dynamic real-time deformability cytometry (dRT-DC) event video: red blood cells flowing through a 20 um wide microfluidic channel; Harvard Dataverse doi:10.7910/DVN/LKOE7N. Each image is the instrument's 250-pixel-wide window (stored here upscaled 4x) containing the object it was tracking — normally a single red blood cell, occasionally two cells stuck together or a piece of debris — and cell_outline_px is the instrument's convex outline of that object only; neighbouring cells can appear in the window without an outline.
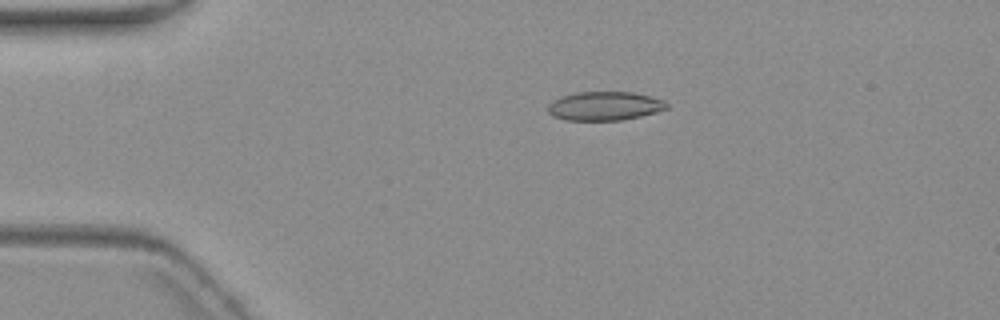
{"species": "common noctule bat (a hibernating species)", "species_latin": "Nyctalus noctula", "temperature_condition": "warm", "stored_images_in_passage": 7, "camera_frame_rate_fps": 3000, "um_per_image_px": 0.085, "animal": {"sex": "female", "body_mass_g": 19.3, "forearm_length_mm": 54.1}, "frame": {"image": 1, "passage_image": 4, "time_ms": 3.667, "image_size_px": [1000, 320], "cell_outline_px": [[668, 108], [656, 112], [640, 116], [620, 120], [564, 120], [552, 116], [548, 112], [548, 104], [552, 100], [560, 96], [576, 92], [632, 92], [664, 100], [668, 104]], "centroid_in_image_um": [51.35, 9.01], "position_along_channel_um": 33.6, "area_um2": 20.0}}
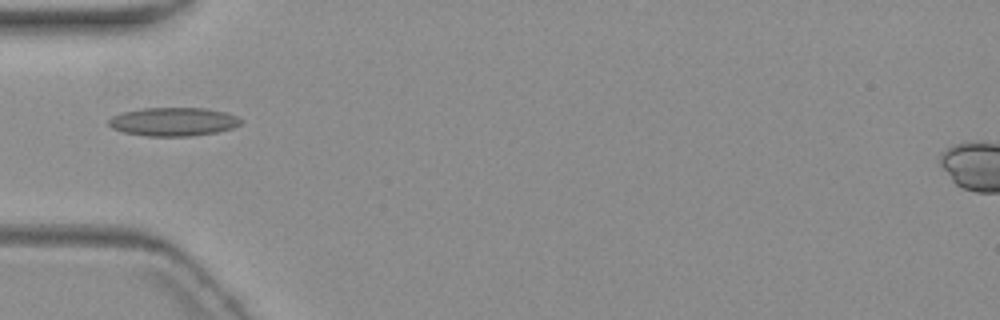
{"frame": {"image": 2, "passage_image": 6, "time_ms": 6.0, "image_size_px": [1000, 320], "cell_outline_px": [[244, 120], [240, 124], [232, 128], [216, 132], [192, 136], [148, 136], [124, 132], [112, 128], [108, 124], [108, 120], [112, 116], [120, 112], [140, 108], [204, 108], [224, 112], [236, 116]], "centroid_in_image_um": [14.71, 10.34], "position_along_channel_um": 70.3, "area_um2": 22.02}}
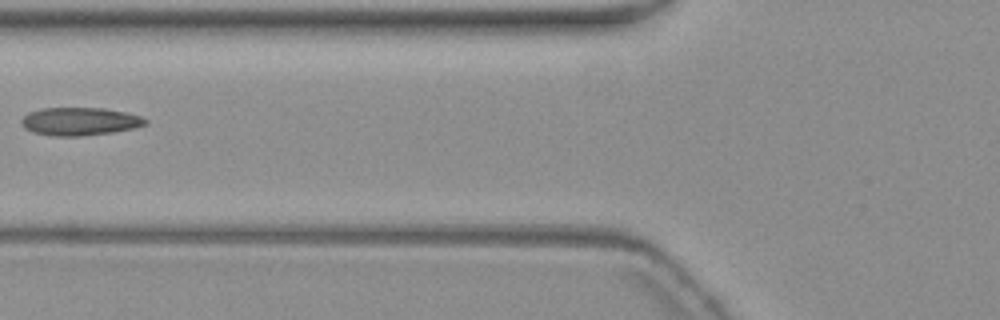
{"frame": {"image": 3, "passage_image": 7, "time_ms": 7.333, "image_size_px": [1000, 320], "cell_outline_px": [[148, 124], [132, 128], [112, 132], [84, 136], [52, 136], [32, 132], [24, 128], [20, 124], [20, 120], [28, 112], [44, 108], [104, 108], [124, 112], [140, 116], [148, 120]], "centroid_in_image_um": [6.74, 10.32], "position_along_channel_um": 119.1, "area_um2": 20.29}}